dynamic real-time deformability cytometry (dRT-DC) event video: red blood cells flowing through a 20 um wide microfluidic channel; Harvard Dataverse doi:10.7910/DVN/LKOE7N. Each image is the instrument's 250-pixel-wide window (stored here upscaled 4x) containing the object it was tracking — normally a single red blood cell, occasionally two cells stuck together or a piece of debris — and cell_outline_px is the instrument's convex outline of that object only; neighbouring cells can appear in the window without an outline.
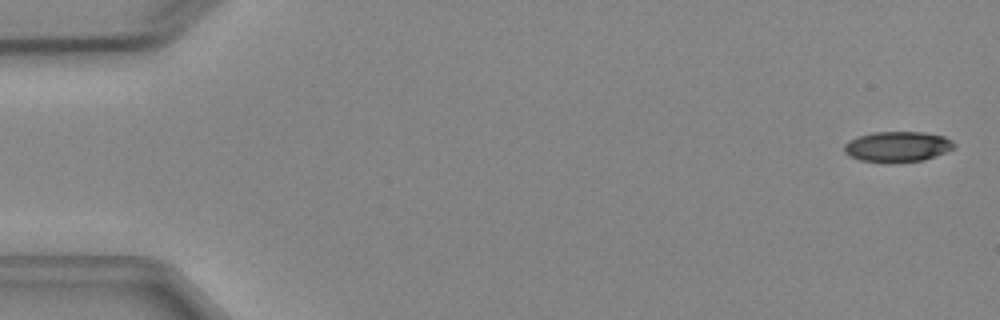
{"species": "Egyptian fruit bat (a non-hibernating species)", "species_latin": "Rousettus aegyptiacus", "temperature_condition": "cold", "stored_images_in_passage": 4, "camera_frame_rate_fps": 3000, "um_per_image_px": 0.085, "animal": {"sex": "female"}, "frame": {"image": 1, "passage_image": 1, "time_ms": 0.0, "image_size_px": [1000, 320], "cell_outline_px": [[956, 144], [952, 148], [944, 152], [924, 160], [888, 164], [860, 160], [848, 156], [844, 152], [844, 144], [848, 140], [872, 132], [924, 132], [944, 136], [952, 140]], "centroid_in_image_um": [76.24, 12.48], "position_along_channel_um": 8.8, "area_um2": 19.77}}
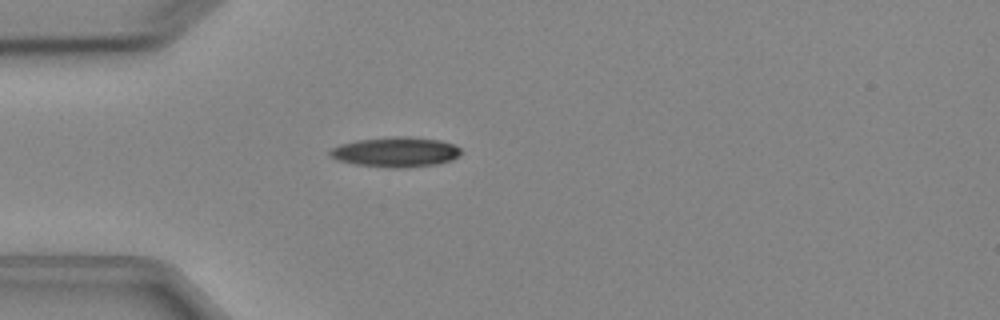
{"frame": {"image": 2, "passage_image": 4, "time_ms": 4.333, "image_size_px": [1000, 320], "cell_outline_px": [[464, 152], [460, 156], [452, 160], [440, 164], [408, 168], [392, 168], [356, 164], [336, 160], [328, 152], [332, 148], [340, 144], [360, 140], [396, 136], [408, 136], [440, 140], [452, 144], [460, 148]], "centroid_in_image_um": [33.7, 12.93], "position_along_channel_um": 51.3, "area_um2": 23.06}}